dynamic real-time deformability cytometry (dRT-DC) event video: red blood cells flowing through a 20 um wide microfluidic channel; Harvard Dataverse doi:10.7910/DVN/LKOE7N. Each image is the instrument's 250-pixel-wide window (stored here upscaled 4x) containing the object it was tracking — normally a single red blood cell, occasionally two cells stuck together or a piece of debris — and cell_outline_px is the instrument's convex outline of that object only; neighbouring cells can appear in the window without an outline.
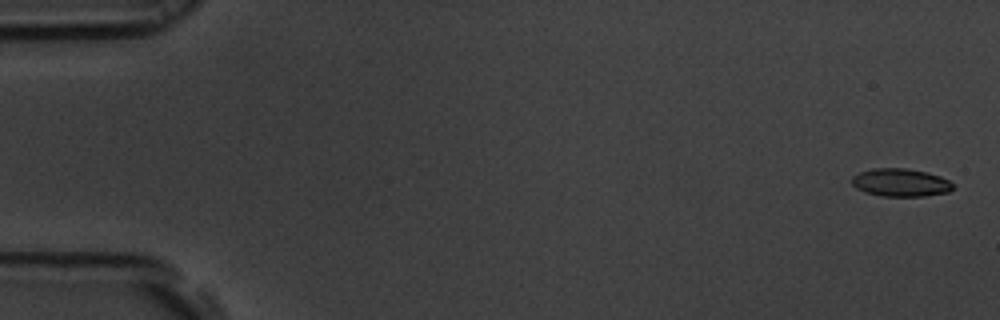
{"species": "common noctule bat (a hibernating species)", "species_latin": "Nyctalus noctula", "temperature_condition": "room temperature", "stored_images_in_passage": 55, "camera_frame_rate_fps": 3000, "um_per_image_px": 0.085, "animal": {"sex": "male", "body_mass_g": 19.5, "forearm_length_mm": 54.6}, "frame": {"image": 1, "passage_image": 1, "time_ms": 0.0, "image_size_px": [1000, 320], "cell_outline_px": [[952, 188], [948, 192], [924, 196], [884, 196], [864, 192], [856, 188], [852, 184], [852, 176], [860, 172], [872, 168], [904, 168], [928, 172], [940, 176], [948, 180], [952, 184]], "centroid_in_image_um": [76.52, 15.51], "position_along_channel_um": 8.5, "area_um2": 16.42}}
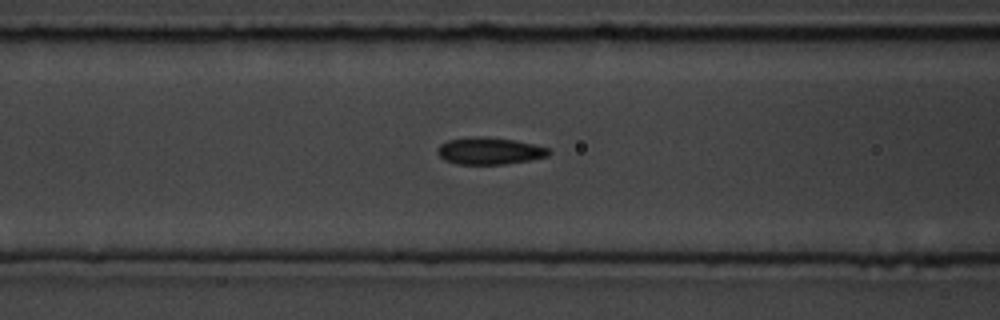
{"frame": {"image": 2, "passage_image": 22, "time_ms": 7.0, "image_size_px": [1000, 320], "cell_outline_px": [[552, 152], [548, 156], [528, 160], [504, 164], [456, 164], [444, 160], [436, 152], [440, 144], [448, 140], [472, 136], [484, 136], [516, 140], [548, 148]], "centroid_in_image_um": [41.58, 12.82], "position_along_channel_um": 125.0, "area_um2": 17.57}}
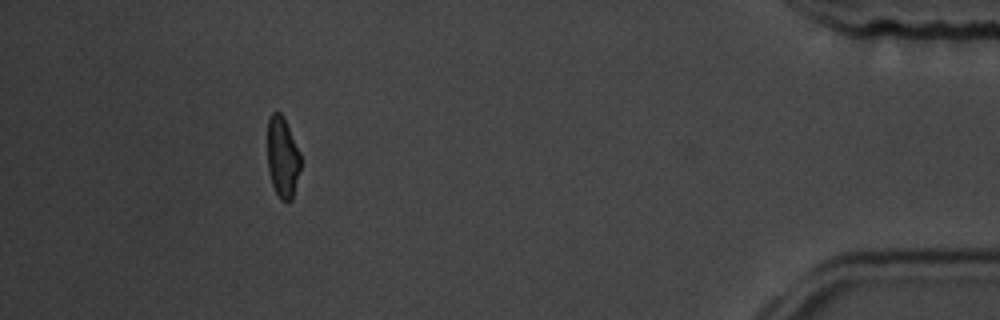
{"frame": {"image": 3, "passage_image": 50, "time_ms": 16.333, "image_size_px": [1000, 320], "cell_outline_px": [[300, 168], [292, 200], [280, 200], [272, 184], [268, 168], [268, 120], [272, 112], [280, 112], [284, 116], [300, 152]], "centroid_in_image_um": [24.02, 13.34], "position_along_channel_um": 411.2, "area_um2": 15.55}, "authors_computed_cell_mechanics": {"area_um2": 17.051, "velocity_mm_per_s": 3.7057, "shape_relaxation_time_tau1_ms": 3.5214, "shape_relaxation_time_tau2_ms": 2.3543, "deformation_change_tau1": 0.1187, "deformation_change_tau2": 0.098}}